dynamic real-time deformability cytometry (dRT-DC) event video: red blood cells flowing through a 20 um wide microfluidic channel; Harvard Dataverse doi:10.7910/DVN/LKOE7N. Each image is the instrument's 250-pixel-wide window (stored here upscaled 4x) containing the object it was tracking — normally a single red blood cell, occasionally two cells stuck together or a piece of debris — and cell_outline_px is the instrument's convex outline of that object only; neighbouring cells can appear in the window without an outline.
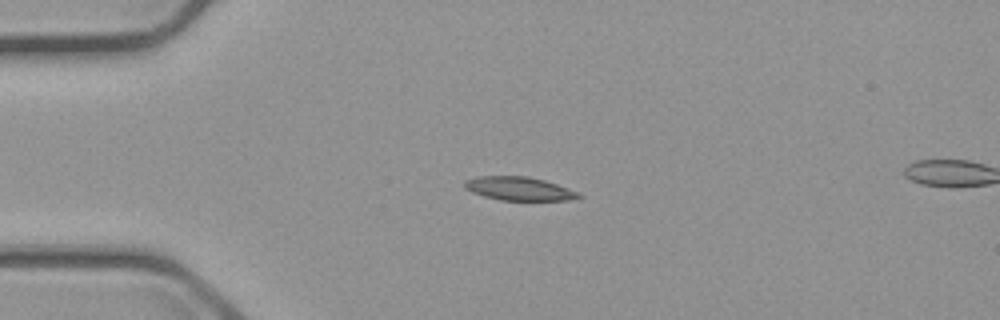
{"species": "common noctule bat (a hibernating species)", "species_latin": "Nyctalus noctula", "temperature_condition": "cold", "stored_images_in_passage": 4, "camera_frame_rate_fps": 3000, "um_per_image_px": 0.085, "animal": {"sex": "male", "body_mass_g": 23.1, "forearm_length_mm": 52.7}, "frame": {"image": 1, "passage_image": 3, "time_ms": 2.667, "image_size_px": [1000, 320], "cell_outline_px": [[584, 196], [568, 200], [500, 200], [484, 196], [472, 192], [464, 188], [464, 180], [476, 176], [528, 176], [544, 180], [580, 192]], "centroid_in_image_um": [44.11, 16.03], "position_along_channel_um": 40.9, "area_um2": 15.72}}